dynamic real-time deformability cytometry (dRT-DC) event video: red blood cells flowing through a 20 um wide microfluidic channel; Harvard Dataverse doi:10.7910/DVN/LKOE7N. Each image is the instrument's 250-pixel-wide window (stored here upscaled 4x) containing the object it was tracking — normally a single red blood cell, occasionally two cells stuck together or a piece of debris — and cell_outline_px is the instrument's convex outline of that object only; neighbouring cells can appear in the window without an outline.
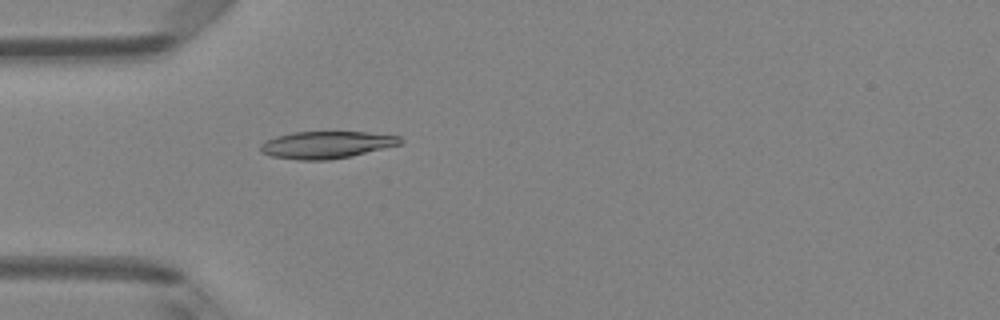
{"species": "Egyptian fruit bat (a non-hibernating species)", "species_latin": "Rousettus aegyptiacus", "temperature_condition": "room temperature", "stored_images_in_passage": 4, "camera_frame_rate_fps": 3000, "um_per_image_px": 0.085, "animal": {"sex": "female"}, "frame": {"image": 1, "passage_image": 4, "time_ms": 1.0, "image_size_px": [1000, 320], "cell_outline_px": [[404, 140], [400, 144], [352, 156], [328, 160], [300, 160], [272, 156], [260, 152], [260, 144], [276, 136], [292, 132], [368, 132], [400, 136]], "centroid_in_image_um": [27.75, 12.3], "position_along_channel_um": 57.2, "area_um2": 22.08}}